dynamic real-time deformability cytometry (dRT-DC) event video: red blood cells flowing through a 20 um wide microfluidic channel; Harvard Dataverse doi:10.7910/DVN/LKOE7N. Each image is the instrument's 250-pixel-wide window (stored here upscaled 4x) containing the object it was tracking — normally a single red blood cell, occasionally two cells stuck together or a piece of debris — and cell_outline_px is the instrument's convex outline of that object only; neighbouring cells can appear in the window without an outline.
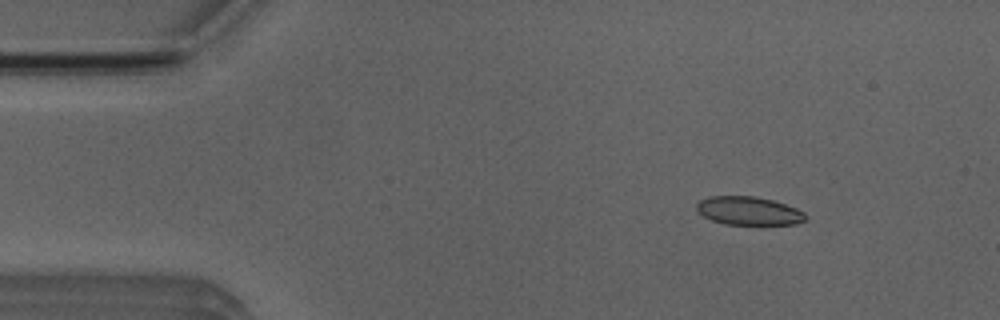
{"species": "Egyptian fruit bat (a non-hibernating species)", "species_latin": "Rousettus aegyptiacus", "temperature_condition": "room temperature", "stored_images_in_passage": 46, "camera_frame_rate_fps": 3000, "um_per_image_px": 0.085, "animal": {"sex": "male"}, "frame": {"image": 1, "passage_image": 1, "time_ms": 0.0, "image_size_px": [1000, 320], "cell_outline_px": [[808, 216], [804, 220], [796, 224], [724, 224], [712, 220], [704, 216], [696, 208], [696, 204], [700, 200], [712, 196], [752, 196], [772, 200], [796, 208], [804, 212]], "centroid_in_image_um": [63.65, 17.92], "position_along_channel_um": 21.4, "area_um2": 17.8}}
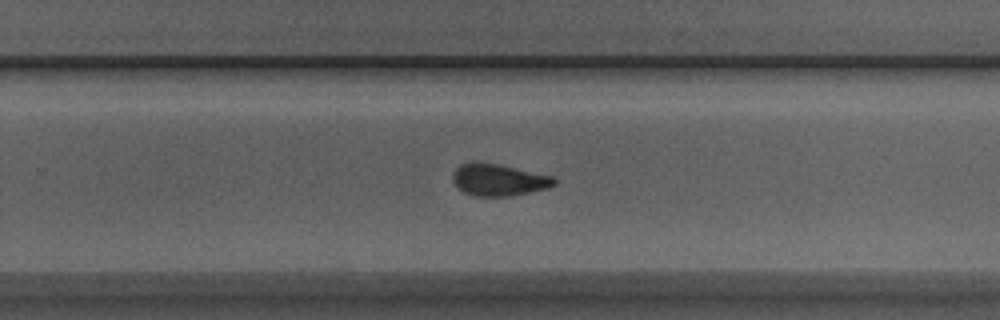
{"frame": {"image": 2, "passage_image": 27, "time_ms": 8.667, "image_size_px": [1000, 320], "cell_outline_px": [[556, 184], [548, 188], [508, 196], [476, 196], [464, 192], [452, 180], [452, 172], [460, 164], [472, 160], [480, 160], [556, 176]], "centroid_in_image_um": [42.38, 15.24], "position_along_channel_um": 287.4, "area_um2": 19.25}}
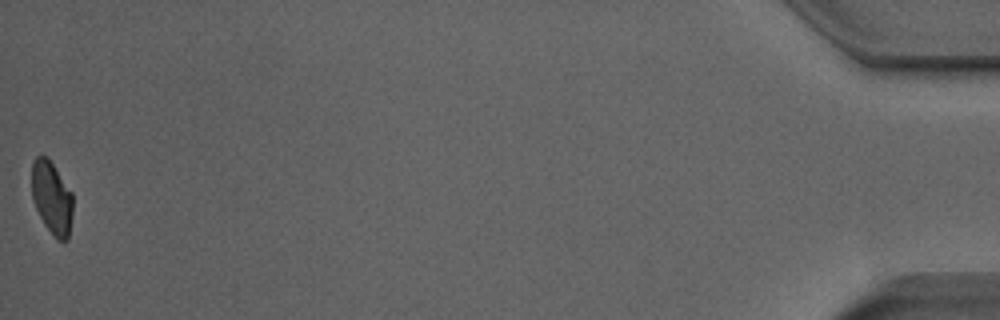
{"frame": {"image": 3, "passage_image": 46, "time_ms": 15.0, "image_size_px": [1000, 320], "cell_outline_px": [[72, 212], [68, 240], [64, 244], [56, 240], [44, 224], [32, 200], [32, 160], [36, 156], [48, 156], [72, 192]], "centroid_in_image_um": [4.4, 16.83], "position_along_channel_um": 430.8, "area_um2": 17.74}, "authors_computed_cell_mechanics": {"area_um2": 19.1896, "velocity_mm_per_s": 3.9331, "shape_relaxation_time_tau1_ms": 4.1679, "shape_relaxation_time_tau2_ms": 2.2451, "deformation_change_tau1": 0.1023, "deformation_change_tau2": 0.0801}}